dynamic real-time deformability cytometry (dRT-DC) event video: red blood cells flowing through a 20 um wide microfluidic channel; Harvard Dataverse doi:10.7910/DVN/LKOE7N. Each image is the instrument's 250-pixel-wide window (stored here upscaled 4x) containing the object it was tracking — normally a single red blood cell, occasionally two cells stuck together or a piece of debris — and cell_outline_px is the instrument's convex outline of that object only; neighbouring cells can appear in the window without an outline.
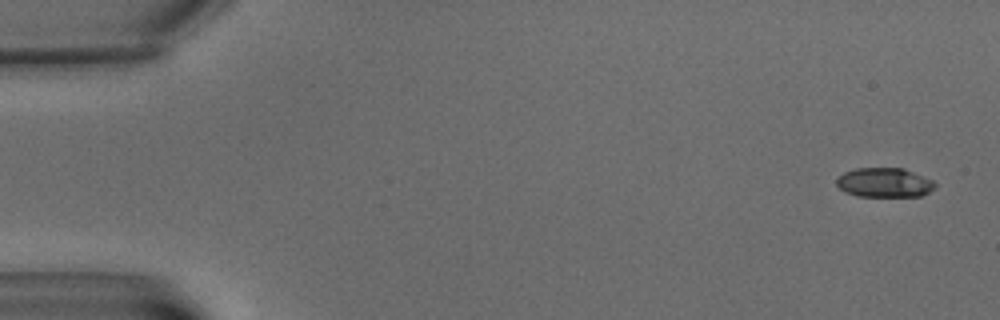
{"species": "common noctule bat (a hibernating species)", "species_latin": "Nyctalus noctula", "temperature_condition": "warm", "stored_images_in_passage": 7, "camera_frame_rate_fps": 3000, "um_per_image_px": 0.085, "animal": {"sex": "male", "body_mass_g": 15.6}, "frame": {"image": 1, "passage_image": 1, "time_ms": 0.0, "image_size_px": [1000, 320], "cell_outline_px": [[936, 188], [920, 196], [856, 196], [844, 192], [836, 184], [836, 180], [844, 172], [856, 168], [904, 168], [924, 176], [932, 180], [936, 184]], "centroid_in_image_um": [75.18, 15.52], "position_along_channel_um": 9.8, "area_um2": 16.94}}
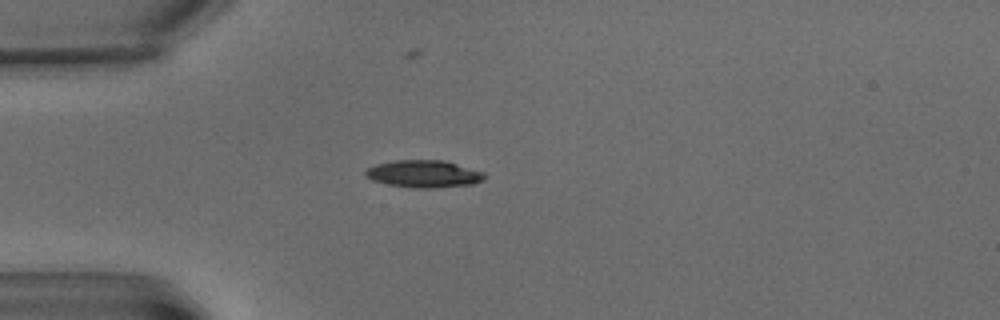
{"frame": {"image": 2, "passage_image": 5, "time_ms": 5.667, "image_size_px": [1000, 320], "cell_outline_px": [[488, 176], [484, 180], [472, 184], [436, 188], [420, 188], [388, 184], [372, 180], [364, 176], [364, 172], [368, 168], [376, 164], [396, 160], [444, 160], [484, 172]], "centroid_in_image_um": [36.05, 14.78], "position_along_channel_um": 49.0, "area_um2": 18.96}}